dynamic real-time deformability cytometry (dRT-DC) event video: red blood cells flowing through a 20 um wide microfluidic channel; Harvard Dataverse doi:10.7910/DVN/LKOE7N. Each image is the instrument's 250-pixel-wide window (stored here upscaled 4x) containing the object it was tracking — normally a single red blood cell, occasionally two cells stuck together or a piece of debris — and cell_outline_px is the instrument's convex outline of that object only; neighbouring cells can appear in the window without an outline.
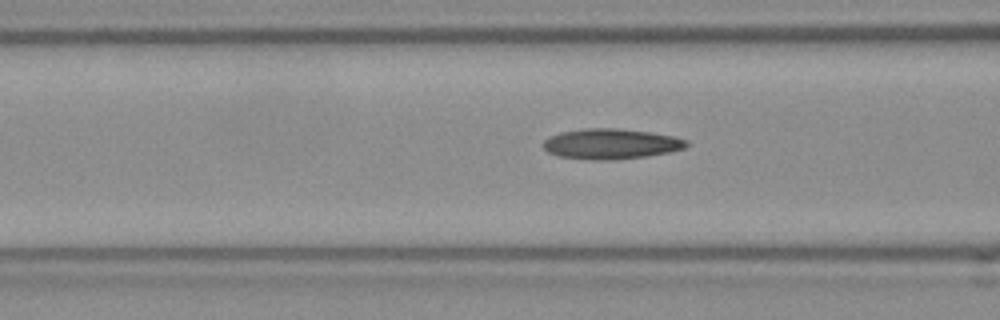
{"species": "Egyptian fruit bat (a non-hibernating species)", "species_latin": "Rousettus aegyptiacus", "temperature_condition": "room temperature", "stored_images_in_passage": 6, "camera_frame_rate_fps": 3000, "um_per_image_px": 0.085, "frame": {"image": 1, "passage_image": 4, "time_ms": 1.0, "image_size_px": [1000, 320], "cell_outline_px": [[688, 144], [684, 148], [668, 152], [648, 156], [608, 160], [596, 160], [556, 156], [548, 152], [540, 144], [548, 136], [560, 132], [584, 128], [616, 128], [652, 132], [672, 136], [688, 140]], "centroid_in_image_um": [51.88, 12.22], "position_along_channel_um": 114.7, "area_um2": 25.49}}